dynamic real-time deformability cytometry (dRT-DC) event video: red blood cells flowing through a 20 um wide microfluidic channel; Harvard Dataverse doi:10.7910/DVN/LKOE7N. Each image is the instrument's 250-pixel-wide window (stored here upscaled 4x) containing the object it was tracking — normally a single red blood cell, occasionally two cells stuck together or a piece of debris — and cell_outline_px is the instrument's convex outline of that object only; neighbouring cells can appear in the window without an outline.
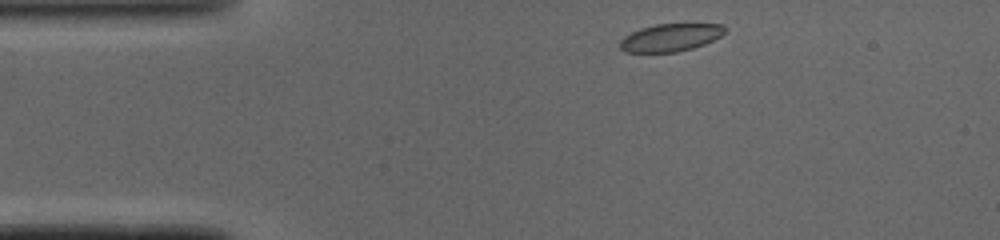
{"species": "common noctule bat (a hibernating species)", "species_latin": "Nyctalus noctula", "temperature_condition": "cold", "stored_images_in_passage": 42, "camera_frame_rate_fps": 3000, "um_per_image_px": 0.085, "animal": {"sex": "male", "body_mass_g": 19.0, "forearm_length_mm": 50.8}, "frame": {"image": 1, "passage_image": 1, "time_ms": 0.0, "image_size_px": [1000, 240], "cell_outline_px": [[724, 32], [720, 36], [704, 44], [692, 48], [676, 52], [624, 52], [620, 48], [620, 40], [624, 36], [640, 28], [656, 24], [724, 24]], "centroid_in_image_um": [56.96, 3.19], "position_along_channel_um": 28.0, "area_um2": 16.76}}
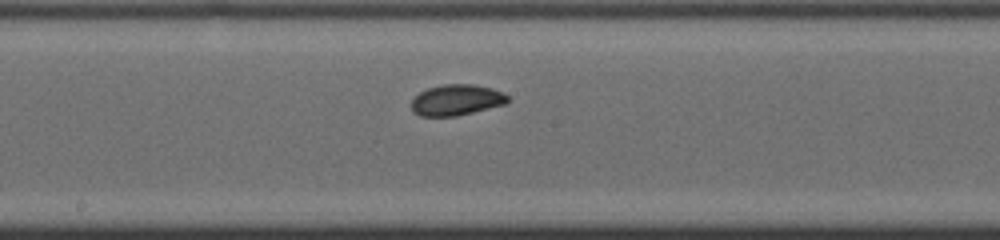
{"frame": {"image": 2, "passage_image": 18, "time_ms": 5.667, "image_size_px": [1000, 240], "cell_outline_px": [[508, 100], [504, 104], [456, 116], [420, 116], [412, 112], [412, 100], [420, 92], [428, 88], [444, 84], [472, 84], [492, 88], [504, 92], [508, 96]], "centroid_in_image_um": [38.79, 8.49], "position_along_channel_um": 209.4, "area_um2": 17.22}}
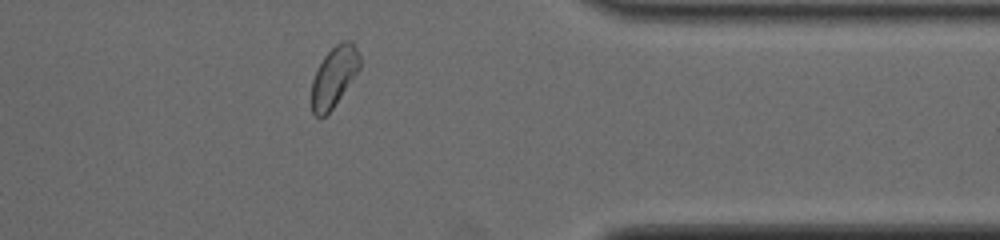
{"frame": {"image": 3, "passage_image": 32, "time_ms": 10.333, "image_size_px": [1000, 240], "cell_outline_px": [[360, 68], [332, 108], [320, 120], [312, 112], [312, 80], [324, 56], [336, 44], [344, 40], [352, 40], [360, 56]], "centroid_in_image_um": [28.39, 6.5], "position_along_channel_um": 383.0, "area_um2": 16.65}, "authors_computed_cell_mechanics": {"area_um2": 17.7157, "velocity_mm_per_s": 4.0596, "shape_relaxation_time_tau1_ms": 9.6189, "shape_relaxation_time_tau2_ms": null, "deformation_change_tau1": 0.201, "deformation_change_tau2": null}}